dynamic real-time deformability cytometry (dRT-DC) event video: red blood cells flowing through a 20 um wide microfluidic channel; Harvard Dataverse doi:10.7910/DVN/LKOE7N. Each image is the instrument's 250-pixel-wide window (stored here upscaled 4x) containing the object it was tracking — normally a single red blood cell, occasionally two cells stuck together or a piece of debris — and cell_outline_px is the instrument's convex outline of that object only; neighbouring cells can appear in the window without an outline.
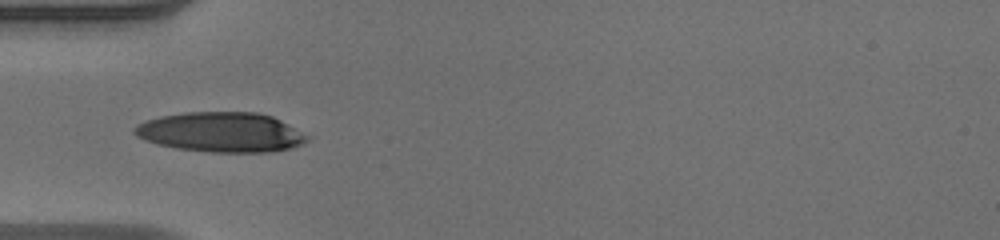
{"species": "human", "species_latin": "Homo sapiens", "temperature_condition": "warm", "stored_images_in_passage": 35, "camera_frame_rate_fps": 3000, "um_per_image_px": 0.085, "donor": {"sex": "male"}, "frame": {"image": 1, "passage_image": 1, "time_ms": 0.0, "image_size_px": [1000, 240], "cell_outline_px": [[312, 136], [308, 140], [292, 148], [272, 152], [212, 152], [176, 148], [156, 144], [144, 140], [136, 136], [132, 132], [132, 128], [136, 124], [160, 116], [184, 112], [256, 112], [272, 116]], "centroid_in_image_um": [18.79, 11.23], "position_along_channel_um": 66.2, "area_um2": 40.4}}
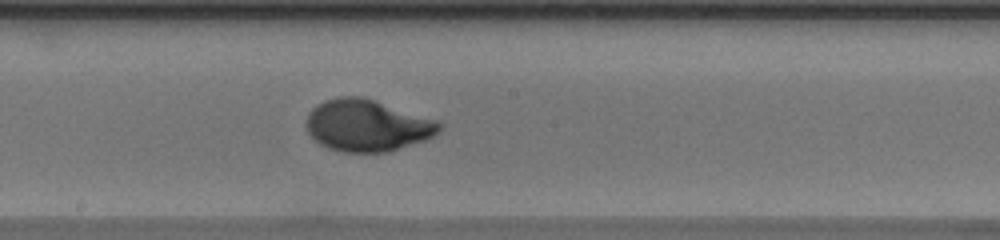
{"frame": {"image": 2, "passage_image": 12, "time_ms": 3.667, "image_size_px": [1000, 240], "cell_outline_px": [[444, 124], [440, 132], [424, 140], [388, 152], [344, 152], [328, 148], [320, 144], [308, 132], [308, 112], [316, 104], [324, 100], [340, 96], [360, 96], [436, 120]], "centroid_in_image_um": [31.21, 10.67], "position_along_channel_um": 217.0, "area_um2": 39.77}}
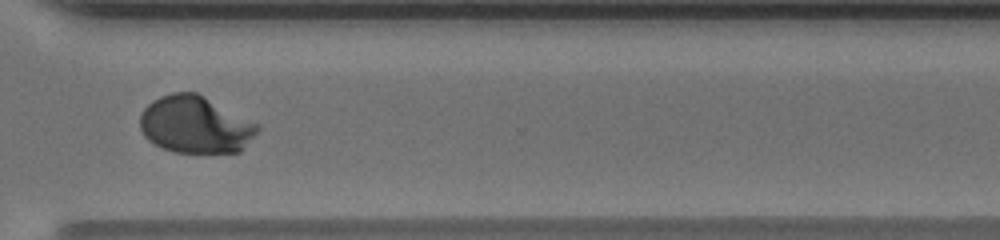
{"frame": {"image": 3, "passage_image": 22, "time_ms": 7.0, "image_size_px": [1000, 240], "cell_outline_px": [[260, 128], [240, 152], [176, 152], [164, 148], [148, 140], [144, 136], [140, 128], [140, 116], [144, 108], [152, 100], [160, 96], [172, 92], [196, 92], [260, 124]], "centroid_in_image_um": [16.6, 10.58], "position_along_channel_um": 354.0, "area_um2": 39.02}, "authors_computed_cell_mechanics": {"area_um2": 39.593, "velocity_mm_per_s": 4.1093, "shape_relaxation_time_tau1_ms": 4.0133, "shape_relaxation_time_tau2_ms": null, "deformation_change_tau1": 0.2387, "deformation_change_tau2": null}}